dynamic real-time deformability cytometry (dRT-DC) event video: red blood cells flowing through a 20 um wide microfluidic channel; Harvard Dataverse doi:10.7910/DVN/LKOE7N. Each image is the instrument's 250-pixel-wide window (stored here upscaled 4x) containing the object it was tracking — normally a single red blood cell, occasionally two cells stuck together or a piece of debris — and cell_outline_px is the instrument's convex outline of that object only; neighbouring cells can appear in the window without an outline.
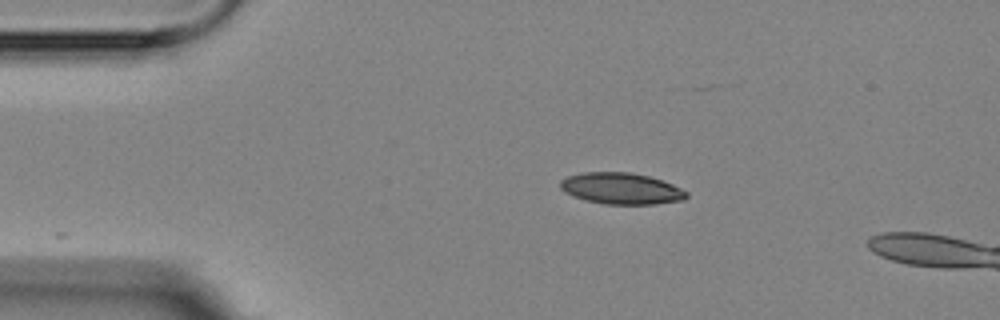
{"species": "Egyptian fruit bat (a non-hibernating species)", "species_latin": "Rousettus aegyptiacus", "temperature_condition": "room temperature", "stored_images_in_passage": 2, "camera_frame_rate_fps": 3000, "um_per_image_px": 0.085, "animal": {"sex": "female"}, "frame": {"image": 1, "passage_image": 2, "time_ms": 1.0, "image_size_px": [1000, 320], "cell_outline_px": [[688, 196], [684, 200], [656, 204], [604, 204], [584, 200], [572, 196], [564, 192], [560, 188], [560, 180], [568, 176], [580, 172], [632, 172], [648, 176], [672, 184], [688, 192]], "centroid_in_image_um": [52.78, 16.02], "position_along_channel_um": 32.2, "area_um2": 23.24}}